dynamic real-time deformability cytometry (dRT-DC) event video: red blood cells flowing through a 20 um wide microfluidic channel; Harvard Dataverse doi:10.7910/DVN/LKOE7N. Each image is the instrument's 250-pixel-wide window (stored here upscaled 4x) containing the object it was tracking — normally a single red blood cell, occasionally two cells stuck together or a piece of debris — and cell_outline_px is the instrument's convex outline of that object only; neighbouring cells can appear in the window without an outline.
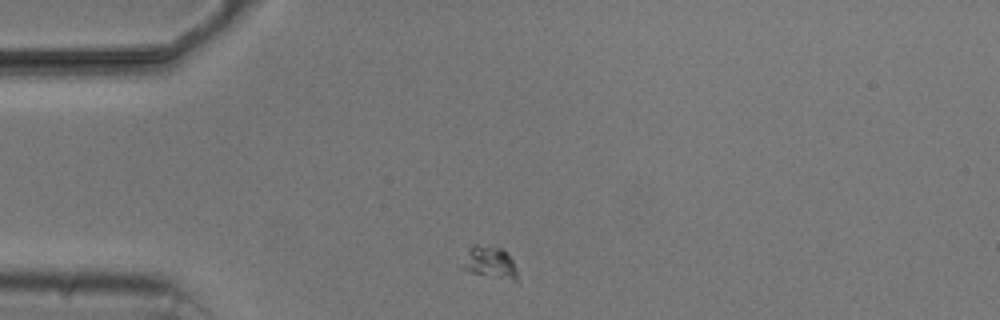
{"species": "common noctule bat (a hibernating species)", "species_latin": "Nyctalus noctula", "temperature_condition": "cold", "stored_images_in_passage": 5, "camera_frame_rate_fps": 3000, "um_per_image_px": 0.085, "animal": {"sex": "male", "body_mass_g": 20.5, "forearm_length_mm": 52.5}, "frame": {"image": 1, "passage_image": 1, "time_ms": 0.0, "image_size_px": [1000, 320], "cell_outline_px": [[516, 280], [512, 280], [472, 272], [460, 268], [468, 248], [472, 244], [476, 244], [504, 248], [512, 260], [516, 268]], "centroid_in_image_um": [41.6, 22.26], "position_along_channel_um": 43.4, "area_um2": 10.12}}
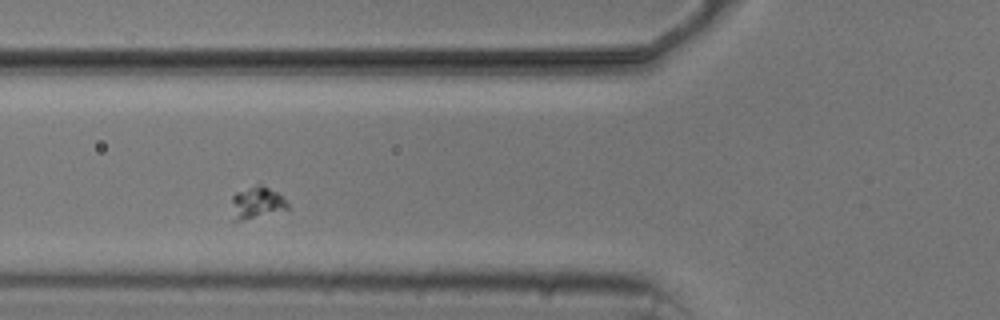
{"frame": {"image": 2, "passage_image": 3, "time_ms": 2.333, "image_size_px": [1000, 320], "cell_outline_px": [[292, 208], [240, 220], [232, 220], [232, 196], [236, 192], [256, 184], [260, 184], [276, 192]], "centroid_in_image_um": [21.8, 17.22], "position_along_channel_um": 104.0, "area_um2": 10.17}}
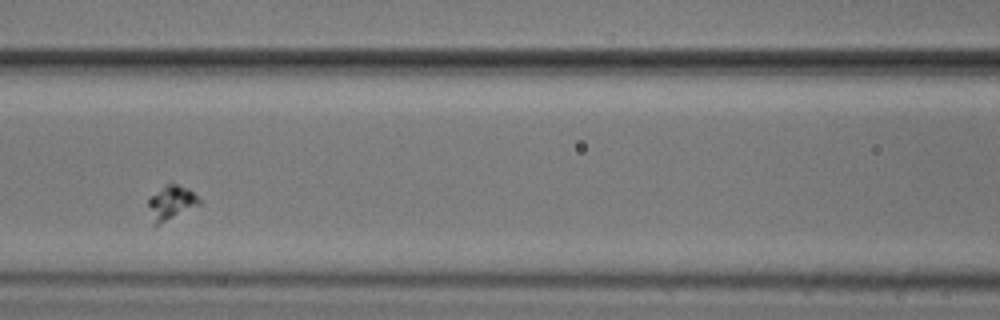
{"frame": {"image": 3, "passage_image": 4, "time_ms": 3.667, "image_size_px": [1000, 320], "cell_outline_px": [[200, 204], [156, 224], [152, 224], [148, 204], [148, 196], [168, 180], [188, 188], [200, 200]], "centroid_in_image_um": [14.49, 17.13], "position_along_channel_um": 152.1, "area_um2": 10.12}}